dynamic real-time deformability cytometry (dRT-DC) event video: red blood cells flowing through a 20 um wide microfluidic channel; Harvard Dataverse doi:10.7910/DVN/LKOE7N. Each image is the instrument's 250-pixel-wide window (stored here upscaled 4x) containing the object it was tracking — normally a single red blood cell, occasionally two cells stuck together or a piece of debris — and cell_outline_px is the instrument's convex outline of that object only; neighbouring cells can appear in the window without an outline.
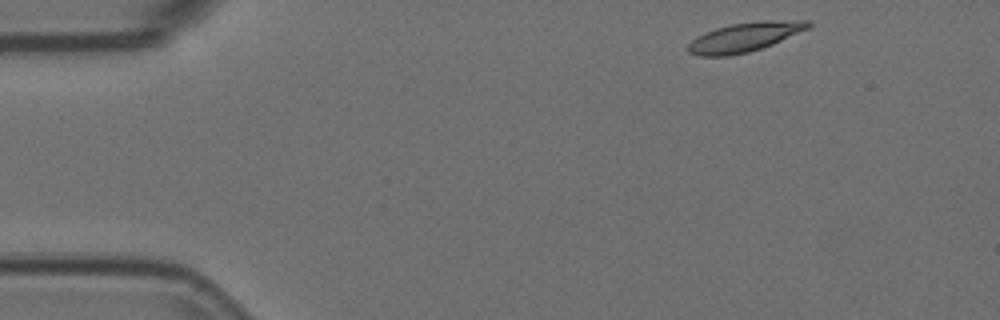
{"species": "Egyptian fruit bat (a non-hibernating species)", "species_latin": "Rousettus aegyptiacus", "temperature_condition": "room temperature", "stored_images_in_passage": 3, "camera_frame_rate_fps": 3000, "um_per_image_px": 0.085, "animal": {"sex": "female"}, "frame": {"image": 1, "passage_image": 1, "time_ms": 0.0, "image_size_px": [1000, 320], "cell_outline_px": [[812, 24], [808, 28], [772, 44], [748, 52], [728, 56], [700, 56], [688, 52], [688, 44], [696, 36], [704, 32], [716, 28], [732, 24], [764, 20], [812, 20]], "centroid_in_image_um": [63.28, 3.14], "position_along_channel_um": 21.7, "area_um2": 20.35}}